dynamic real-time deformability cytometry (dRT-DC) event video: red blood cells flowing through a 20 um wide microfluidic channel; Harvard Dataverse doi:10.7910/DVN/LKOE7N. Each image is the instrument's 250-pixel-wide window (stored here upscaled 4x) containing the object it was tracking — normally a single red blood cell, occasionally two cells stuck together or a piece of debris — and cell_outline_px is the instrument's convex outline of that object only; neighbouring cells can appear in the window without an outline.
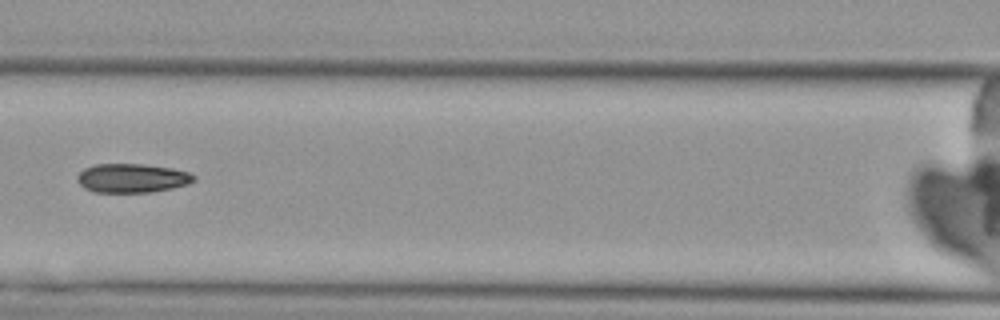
{"species": "Egyptian fruit bat (a non-hibernating species)", "species_latin": "Rousettus aegyptiacus", "temperature_condition": "cold", "stored_images_in_passage": 9, "camera_frame_rate_fps": 3000, "um_per_image_px": 0.085, "animal": {"sex": "female"}, "frame": {"image": 1, "passage_image": 8, "time_ms": 8.333, "image_size_px": [1000, 320], "cell_outline_px": [[196, 180], [188, 184], [172, 188], [152, 192], [92, 192], [84, 188], [76, 180], [76, 176], [84, 168], [96, 164], [144, 164], [172, 168], [188, 172], [196, 176]], "centroid_in_image_um": [11.22, 15.14], "position_along_channel_um": 155.4, "area_um2": 19.83}}
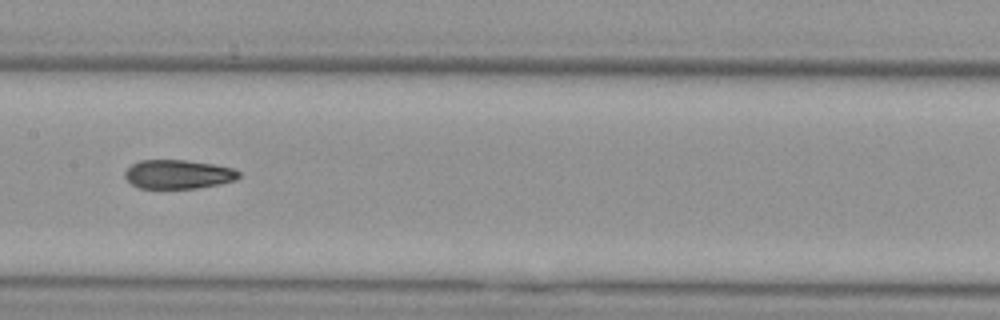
{"frame": {"image": 2, "passage_image": 9, "time_ms": 9.333, "image_size_px": [1000, 320], "cell_outline_px": [[240, 176], [236, 180], [220, 184], [196, 188], [140, 188], [132, 184], [124, 176], [124, 172], [132, 164], [140, 160], [184, 160], [212, 164], [232, 168], [240, 172]], "centroid_in_image_um": [15.15, 14.81], "position_along_channel_um": 192.3, "area_um2": 19.13}}